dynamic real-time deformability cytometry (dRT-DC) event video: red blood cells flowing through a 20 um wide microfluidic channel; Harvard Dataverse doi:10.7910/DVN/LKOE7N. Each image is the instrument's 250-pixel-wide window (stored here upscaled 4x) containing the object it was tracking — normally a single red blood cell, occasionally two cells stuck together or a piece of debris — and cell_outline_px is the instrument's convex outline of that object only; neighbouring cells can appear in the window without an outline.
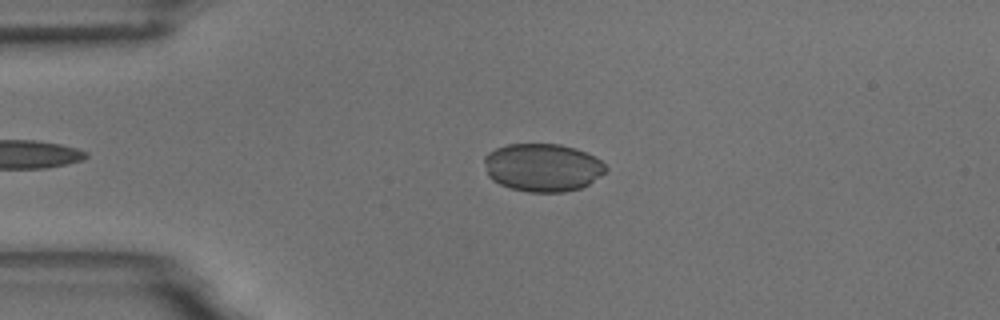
{"species": "common noctule bat (a hibernating species)", "species_latin": "Nyctalus noctula", "temperature_condition": "room temperature", "stored_images_in_passage": 44, "camera_frame_rate_fps": 3000, "um_per_image_px": 0.085, "animal": {"sex": "male", "body_mass_g": 18.8}, "frame": {"image": 1, "passage_image": 7, "time_ms": 2.0, "image_size_px": [1000, 320], "cell_outline_px": [[608, 168], [600, 176], [588, 184], [580, 188], [564, 192], [528, 192], [512, 188], [500, 184], [492, 180], [488, 176], [484, 160], [484, 156], [488, 152], [496, 148], [508, 144], [560, 144], [576, 148], [600, 160]], "centroid_in_image_um": [46.1, 14.23], "position_along_channel_um": 38.9, "area_um2": 33.87}}
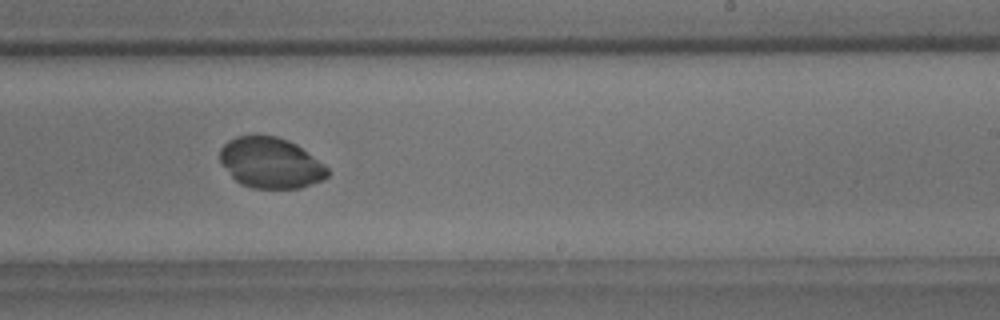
{"frame": {"image": 2, "passage_image": 28, "time_ms": 9.0, "image_size_px": [1000, 320], "cell_outline_px": [[328, 176], [324, 180], [300, 188], [252, 188], [240, 184], [232, 176], [220, 160], [220, 148], [228, 140], [236, 136], [276, 136], [288, 140], [296, 144], [324, 164], [328, 168]], "centroid_in_image_um": [23.02, 13.85], "position_along_channel_um": 266.0, "area_um2": 31.62}}
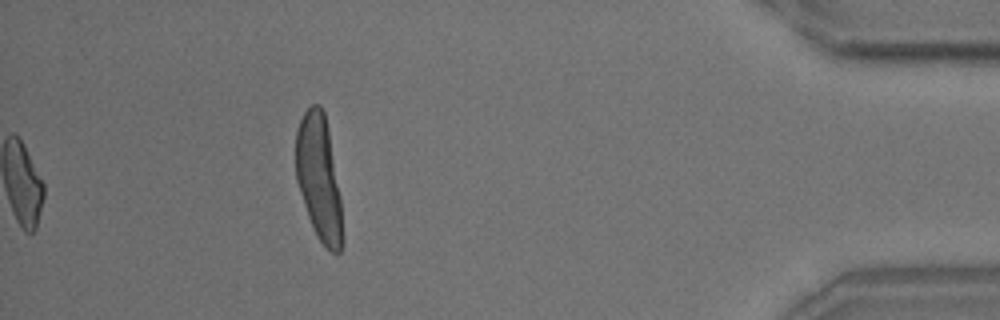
{"frame": {"image": 3, "passage_image": 44, "time_ms": 14.333, "image_size_px": [1000, 320], "cell_outline_px": [[344, 240], [340, 252], [332, 252], [324, 248], [316, 236], [308, 216], [296, 180], [296, 132], [300, 120], [304, 112], [312, 104], [320, 104], [324, 112], [328, 132], [340, 196]], "centroid_in_image_um": [27.11, 15.19], "position_along_channel_um": 408.1, "area_um2": 33.93}}